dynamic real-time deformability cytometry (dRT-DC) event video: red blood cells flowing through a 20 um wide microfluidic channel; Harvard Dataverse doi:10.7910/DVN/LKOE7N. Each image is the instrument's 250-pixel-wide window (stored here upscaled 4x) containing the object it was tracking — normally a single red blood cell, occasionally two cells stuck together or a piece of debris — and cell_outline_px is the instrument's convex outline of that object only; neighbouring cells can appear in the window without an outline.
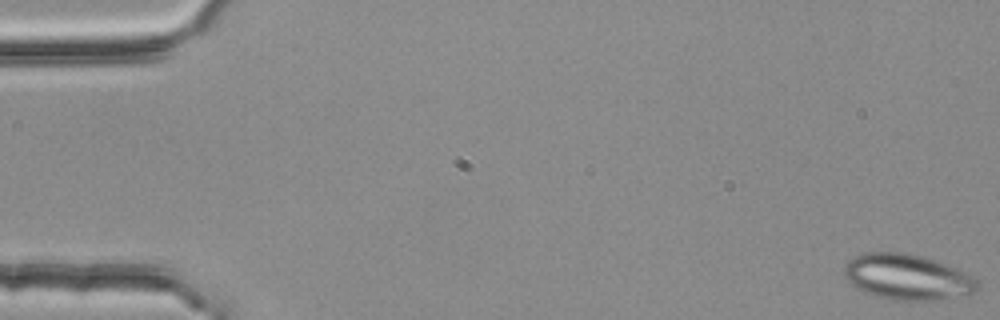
{"species": "common noctule bat (a hibernating species)", "species_latin": "Nyctalus noctula", "temperature_condition": "room temperature", "stored_images_in_passage": 5, "camera_frame_rate_fps": 3000, "um_per_image_px": 0.085, "animal": {"sex": "female", "body_mass_g": 25.1}, "frame": {"image": 1, "passage_image": 1, "time_ms": 0.0, "image_size_px": [1000, 320], "cell_outline_px": [[976, 292], [968, 296], [936, 300], [892, 300], [876, 296], [864, 292], [856, 288], [844, 276], [844, 264], [848, 260], [864, 252], [908, 252], [924, 256], [936, 260], [956, 268], [972, 276], [976, 280]], "centroid_in_image_um": [77.12, 23.54], "position_along_channel_um": 7.9, "area_um2": 35.78}}